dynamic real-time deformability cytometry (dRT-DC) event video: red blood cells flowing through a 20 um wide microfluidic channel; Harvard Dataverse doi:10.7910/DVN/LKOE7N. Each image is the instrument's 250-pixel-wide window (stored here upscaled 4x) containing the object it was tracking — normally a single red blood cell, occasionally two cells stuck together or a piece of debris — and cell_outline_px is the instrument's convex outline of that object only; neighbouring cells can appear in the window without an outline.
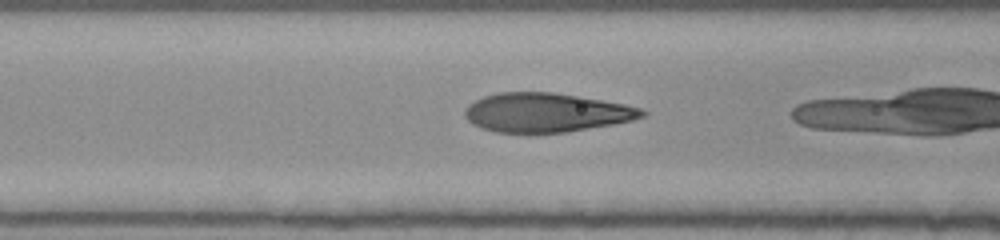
{"species": "human", "species_latin": "Homo sapiens", "temperature_condition": "room temperature", "stored_images_in_passage": 23, "camera_frame_rate_fps": 3000, "um_per_image_px": 0.085, "donor": {"sex": "female"}, "frame": {"image": 1, "passage_image": 3, "time_ms": 0.667, "image_size_px": [1000, 240], "cell_outline_px": [[648, 112], [644, 116], [632, 120], [612, 124], [564, 132], [496, 132], [480, 128], [472, 124], [464, 116], [464, 112], [468, 104], [484, 96], [500, 92], [552, 92], [624, 104], [640, 108]], "centroid_in_image_um": [46.38, 9.56], "position_along_channel_um": 120.2, "area_um2": 39.94}}
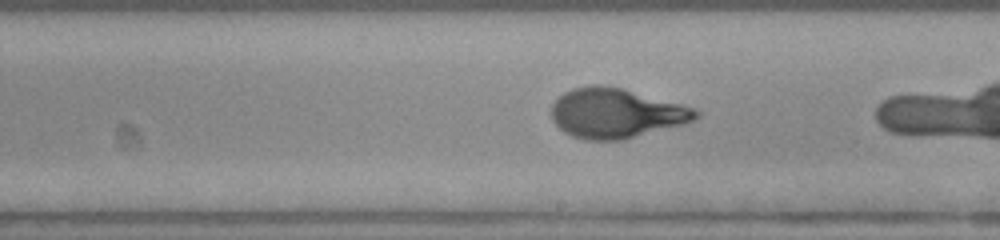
{"frame": {"image": 2, "passage_image": 12, "time_ms": 3.667, "image_size_px": [1000, 240], "cell_outline_px": [[700, 116], [696, 120], [684, 124], [624, 140], [584, 140], [572, 136], [564, 132], [552, 120], [552, 104], [564, 92], [572, 88], [592, 84], [600, 84], [624, 88], [680, 104], [692, 108], [700, 112]], "centroid_in_image_um": [52.36, 9.62], "position_along_channel_um": 236.6, "area_um2": 42.02}}
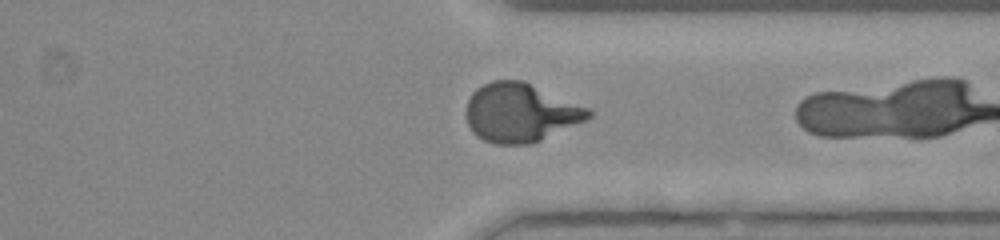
{"frame": {"image": 3, "passage_image": 22, "time_ms": 7.0, "image_size_px": [1000, 240], "cell_outline_px": [[592, 116], [584, 120], [540, 140], [528, 144], [496, 144], [484, 140], [476, 136], [472, 132], [468, 124], [464, 112], [468, 100], [472, 92], [476, 88], [492, 80], [524, 80], [588, 108], [592, 112]], "centroid_in_image_um": [44.17, 9.56], "position_along_channel_um": 367.2, "area_um2": 41.73}}